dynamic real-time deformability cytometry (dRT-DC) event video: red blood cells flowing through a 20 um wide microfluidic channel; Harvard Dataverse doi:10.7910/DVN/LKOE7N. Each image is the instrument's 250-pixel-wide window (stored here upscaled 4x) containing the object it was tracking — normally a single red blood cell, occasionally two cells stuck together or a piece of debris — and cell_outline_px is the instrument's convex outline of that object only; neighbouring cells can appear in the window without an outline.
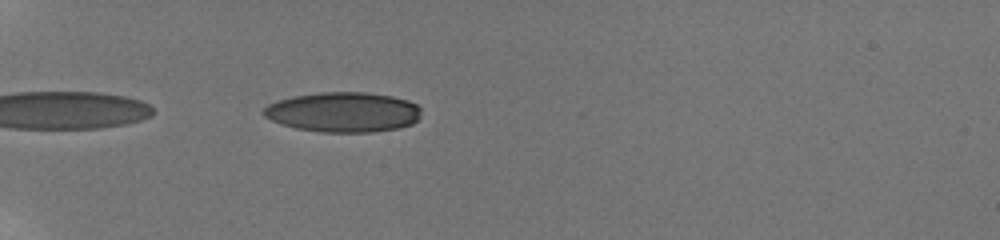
{"species": "human", "species_latin": "Homo sapiens", "temperature_condition": "room temperature", "stored_images_in_passage": 8, "camera_frame_rate_fps": 3000, "um_per_image_px": 0.085, "donor": {"sex": "male"}, "frame": {"image": 1, "passage_image": 3, "time_ms": 0.667, "image_size_px": [1000, 240], "cell_outline_px": [[420, 116], [412, 124], [400, 128], [372, 132], [320, 132], [296, 128], [280, 124], [264, 116], [260, 112], [268, 104], [292, 96], [320, 92], [364, 92], [392, 96], [408, 100], [416, 104], [420, 108]], "centroid_in_image_um": [29.17, 9.53], "position_along_channel_um": 55.8, "area_um2": 36.88}}
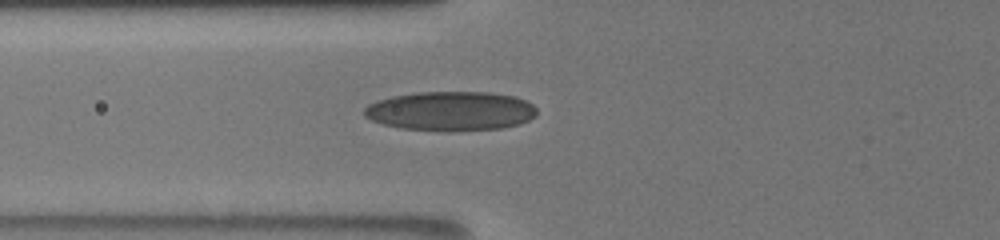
{"frame": {"image": 2, "passage_image": 6, "time_ms": 1.667, "image_size_px": [1000, 240], "cell_outline_px": [[536, 116], [520, 124], [504, 128], [400, 128], [384, 124], [372, 120], [364, 116], [364, 108], [368, 104], [376, 100], [392, 96], [416, 92], [488, 92], [516, 96], [532, 104], [536, 108]], "centroid_in_image_um": [38.31, 9.39], "position_along_channel_um": 87.5, "area_um2": 38.49}}